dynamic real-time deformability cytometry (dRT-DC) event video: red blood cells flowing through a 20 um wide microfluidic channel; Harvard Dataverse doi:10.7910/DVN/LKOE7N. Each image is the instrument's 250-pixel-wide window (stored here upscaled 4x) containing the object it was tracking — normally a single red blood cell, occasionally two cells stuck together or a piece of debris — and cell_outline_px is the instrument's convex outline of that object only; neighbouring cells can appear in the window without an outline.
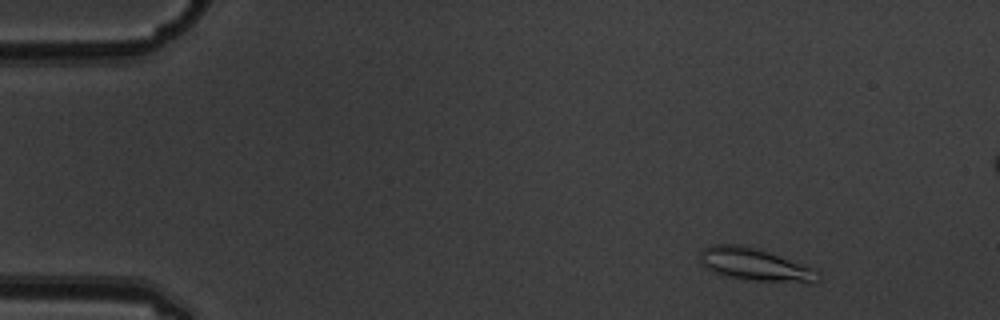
{"species": "common noctule bat (a hibernating species)", "species_latin": "Nyctalus noctula", "temperature_condition": "warm", "stored_images_in_passage": 5, "camera_frame_rate_fps": 3000, "um_per_image_px": 0.085, "animal": {"sex": "male", "body_mass_g": 19.5, "forearm_length_mm": 54.6}, "frame": {"image": 1, "passage_image": 2, "time_ms": 0.333, "image_size_px": [1000, 320], "cell_outline_px": [[820, 280], [816, 284], [812, 284], [756, 280], [728, 276], [712, 272], [704, 268], [700, 264], [700, 252], [704, 248], [712, 244], [736, 244], [756, 248], [812, 268], [820, 272]], "centroid_in_image_um": [64.18, 22.51], "position_along_channel_um": 20.8, "area_um2": 22.37}}